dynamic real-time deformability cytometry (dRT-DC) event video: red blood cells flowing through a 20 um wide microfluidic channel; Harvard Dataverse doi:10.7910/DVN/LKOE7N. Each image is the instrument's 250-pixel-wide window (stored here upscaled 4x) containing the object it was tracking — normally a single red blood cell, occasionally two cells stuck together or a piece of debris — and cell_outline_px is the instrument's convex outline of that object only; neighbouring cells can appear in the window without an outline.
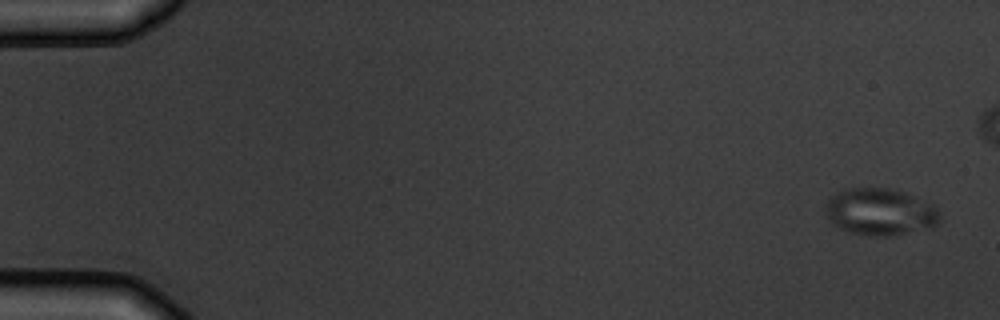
{"species": "common noctule bat (a hibernating species)", "species_latin": "Nyctalus noctula", "temperature_condition": "warm", "stored_images_in_passage": 8, "camera_frame_rate_fps": 3000, "um_per_image_px": 0.085, "animal": {"sex": "male", "body_mass_g": 19.5, "forearm_length_mm": 54.6}, "frame": {"image": 1, "passage_image": 1, "time_ms": 0.0, "image_size_px": [1000, 320], "cell_outline_px": [[940, 220], [932, 228], [892, 236], [872, 236], [848, 232], [832, 224], [828, 216], [828, 200], [836, 192], [844, 188], [892, 188], [904, 192], [932, 204], [940, 212]], "centroid_in_image_um": [74.85, 18.02], "position_along_channel_um": 10.2, "area_um2": 31.33}}